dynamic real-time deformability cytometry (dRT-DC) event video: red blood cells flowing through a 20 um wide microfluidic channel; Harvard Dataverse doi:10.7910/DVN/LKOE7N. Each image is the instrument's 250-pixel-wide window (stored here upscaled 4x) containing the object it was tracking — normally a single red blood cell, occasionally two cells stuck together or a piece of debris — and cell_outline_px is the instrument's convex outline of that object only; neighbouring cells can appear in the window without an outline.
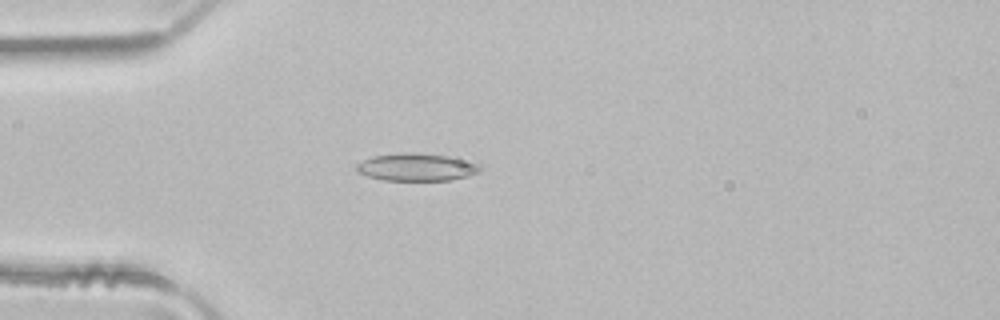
{"species": "common noctule bat (a hibernating species)", "species_latin": "Nyctalus noctula", "temperature_condition": "room temperature", "stored_images_in_passage": 4, "camera_frame_rate_fps": 3000, "um_per_image_px": 0.085, "animal": {"sex": "male", "body_mass_g": 21.5, "forearm_length_mm": 52.0}, "frame": {"image": 1, "passage_image": 3, "time_ms": 0.667, "image_size_px": [1000, 320], "cell_outline_px": [[480, 172], [468, 176], [452, 180], [384, 180], [368, 176], [356, 172], [356, 164], [372, 156], [404, 152], [412, 152], [448, 156], [480, 164]], "centroid_in_image_um": [35.39, 14.2], "position_along_channel_um": 49.6, "area_um2": 19.83}}